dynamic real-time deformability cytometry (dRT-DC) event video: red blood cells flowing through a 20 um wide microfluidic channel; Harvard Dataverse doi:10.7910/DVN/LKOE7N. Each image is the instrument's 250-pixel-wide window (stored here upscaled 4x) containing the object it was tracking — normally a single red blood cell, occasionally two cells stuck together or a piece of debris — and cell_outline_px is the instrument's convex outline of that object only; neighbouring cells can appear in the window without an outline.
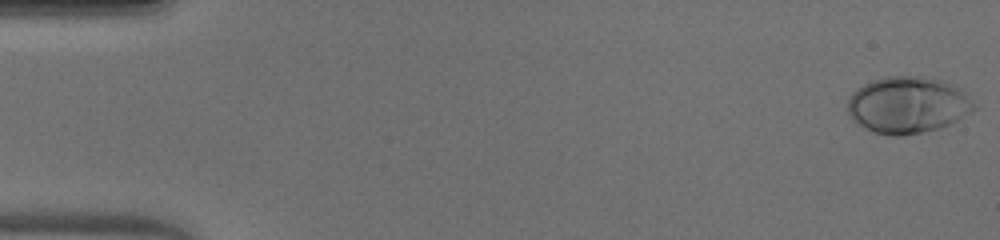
{"species": "human", "species_latin": "Homo sapiens", "temperature_condition": "warm", "stored_images_in_passage": 50, "camera_frame_rate_fps": 3000, "um_per_image_px": 0.085, "donor": {"sex": "male"}, "frame": {"image": 1, "passage_image": 1, "time_ms": 0.0, "image_size_px": [1000, 240], "cell_outline_px": [[976, 108], [956, 120], [940, 128], [924, 132], [900, 136], [892, 136], [872, 132], [856, 124], [848, 112], [848, 96], [856, 88], [872, 80], [884, 76], [920, 76], [944, 80], [964, 88], [976, 104]], "centroid_in_image_um": [77.17, 8.9], "position_along_channel_um": 7.8, "area_um2": 42.37}}
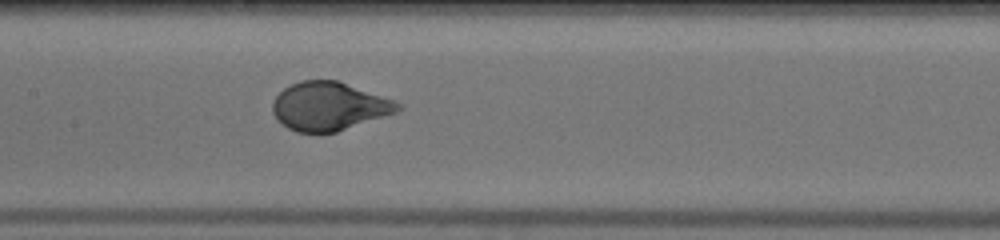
{"frame": {"image": 2, "passage_image": 25, "time_ms": 8.0, "image_size_px": [1000, 240], "cell_outline_px": [[400, 108], [396, 112], [336, 132], [296, 132], [288, 128], [276, 120], [272, 112], [272, 100], [284, 88], [300, 80], [336, 80], [396, 100], [400, 104]], "centroid_in_image_um": [27.93, 9.03], "position_along_channel_um": 179.5, "area_um2": 35.2}}
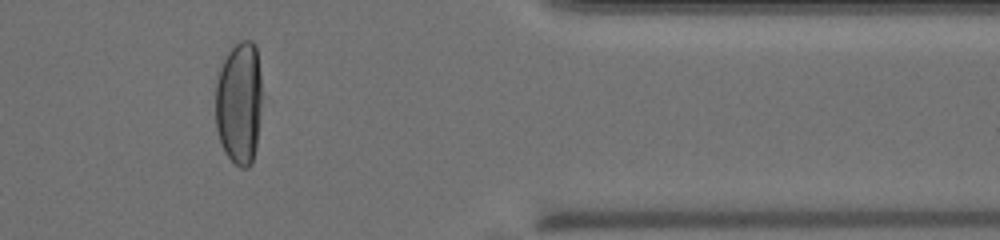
{"frame": {"image": 3, "passage_image": 42, "time_ms": 13.667, "image_size_px": [1000, 240], "cell_outline_px": [[260, 108], [256, 148], [252, 164], [248, 168], [240, 168], [228, 156], [220, 140], [216, 128], [216, 80], [220, 68], [228, 52], [240, 40], [252, 40], [256, 44], [260, 76]], "centroid_in_image_um": [20.32, 8.74], "position_along_channel_um": 391.1, "area_um2": 33.18}, "authors_computed_cell_mechanics": {"area_um2": 37.0787, "velocity_mm_per_s": 4.1032, "shape_relaxation_time_tau1_ms": 3.029, "shape_relaxation_time_tau2_ms": null, "deformation_change_tau1": 0.1965, "deformation_change_tau2": null}}